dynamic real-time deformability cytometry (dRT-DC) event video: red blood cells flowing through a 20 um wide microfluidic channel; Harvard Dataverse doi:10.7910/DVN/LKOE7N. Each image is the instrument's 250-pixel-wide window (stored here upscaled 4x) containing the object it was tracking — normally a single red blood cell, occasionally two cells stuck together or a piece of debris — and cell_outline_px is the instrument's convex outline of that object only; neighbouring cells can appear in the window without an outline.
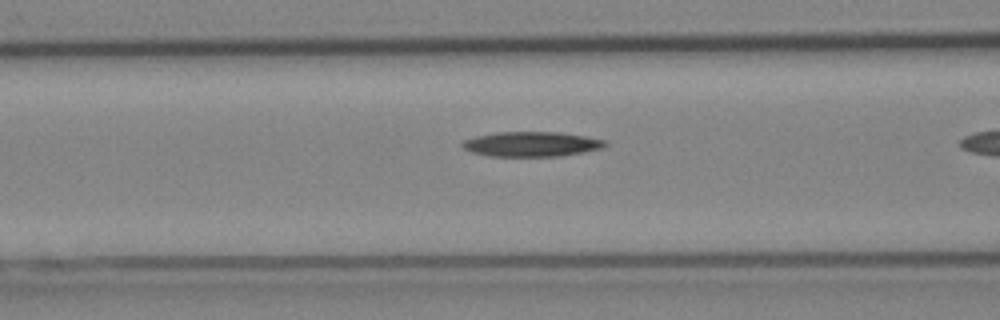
{"species": "Egyptian fruit bat (a non-hibernating species)", "species_latin": "Rousettus aegyptiacus", "temperature_condition": "cold", "stored_images_in_passage": 30, "camera_frame_rate_fps": 3000, "um_per_image_px": 0.085, "animal": {"sex": "female"}, "frame": {"image": 1, "passage_image": 9, "time_ms": 2.667, "image_size_px": [1000, 320], "cell_outline_px": [[608, 144], [604, 148], [584, 152], [560, 156], [488, 156], [472, 152], [464, 148], [460, 144], [464, 140], [476, 136], [496, 132], [560, 132], [608, 140]], "centroid_in_image_um": [45.22, 12.25], "position_along_channel_um": 121.4, "area_um2": 20.81}}
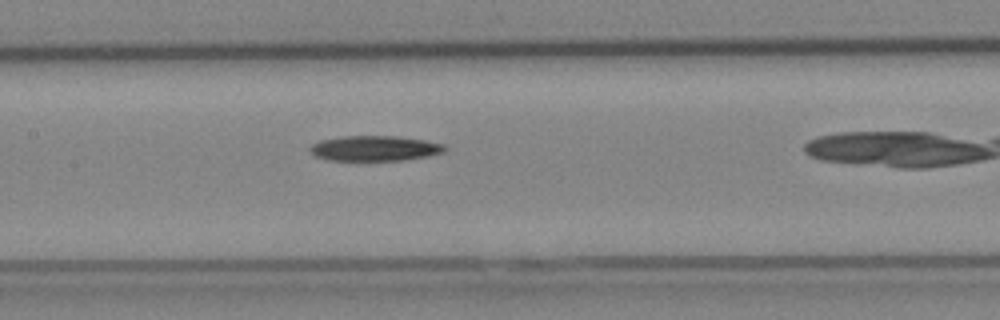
{"frame": {"image": 2, "passage_image": 13, "time_ms": 4.0, "image_size_px": [1000, 320], "cell_outline_px": [[448, 148], [444, 152], [428, 156], [404, 160], [328, 160], [316, 156], [308, 148], [312, 144], [320, 140], [344, 136], [396, 136], [424, 140], [444, 144]], "centroid_in_image_um": [31.87, 12.6], "position_along_channel_um": 175.5, "area_um2": 19.77}}